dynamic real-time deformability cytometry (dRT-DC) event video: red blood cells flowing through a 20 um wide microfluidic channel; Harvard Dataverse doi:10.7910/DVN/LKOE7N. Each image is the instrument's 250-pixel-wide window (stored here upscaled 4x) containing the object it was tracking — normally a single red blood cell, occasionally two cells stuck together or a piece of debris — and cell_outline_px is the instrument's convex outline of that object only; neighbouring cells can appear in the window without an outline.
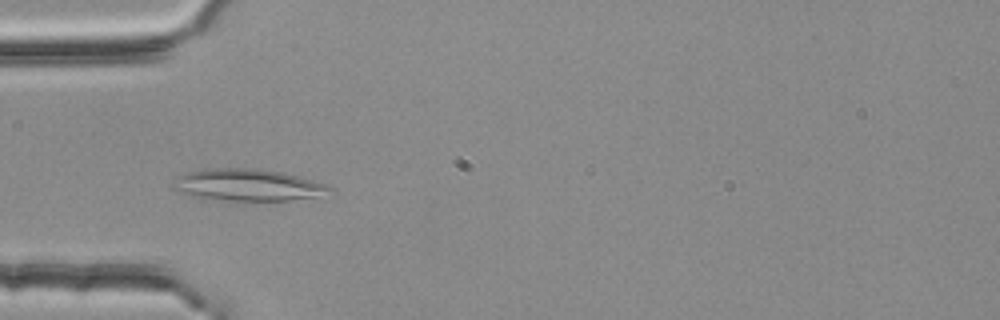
{"species": "common noctule bat (a hibernating species)", "species_latin": "Nyctalus noctula", "temperature_condition": "room temperature", "stored_images_in_passage": 41, "camera_frame_rate_fps": 3000, "um_per_image_px": 0.085, "animal": {"sex": "female", "body_mass_g": 25.1}, "frame": {"image": 1, "passage_image": 10, "time_ms": 3.0, "image_size_px": [1000, 320], "cell_outline_px": [[332, 188], [312, 196], [288, 200], [228, 200], [192, 196], [176, 192], [168, 184], [176, 176], [184, 172], [208, 168], [256, 168], [280, 172], [328, 184]], "centroid_in_image_um": [20.86, 15.7], "position_along_channel_um": 64.1, "area_um2": 28.78}}
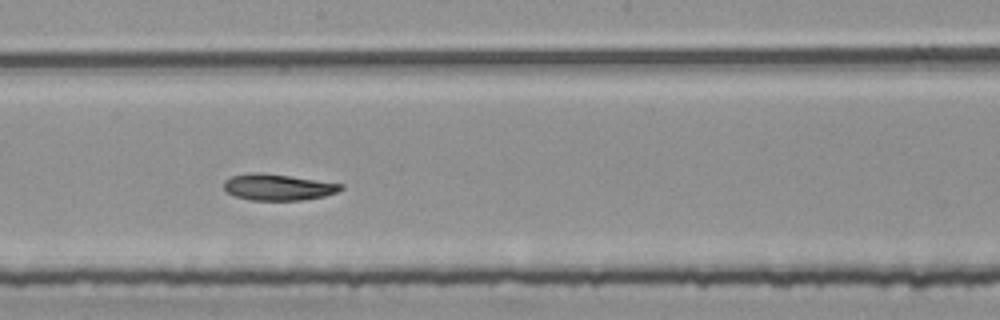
{"frame": {"image": 2, "passage_image": 23, "time_ms": 7.333, "image_size_px": [1000, 320], "cell_outline_px": [[344, 188], [336, 192], [324, 196], [300, 200], [248, 200], [236, 196], [228, 192], [224, 188], [224, 180], [232, 176], [248, 172], [260, 172], [344, 184]], "centroid_in_image_um": [23.61, 15.9], "position_along_channel_um": 224.6, "area_um2": 17.8}}
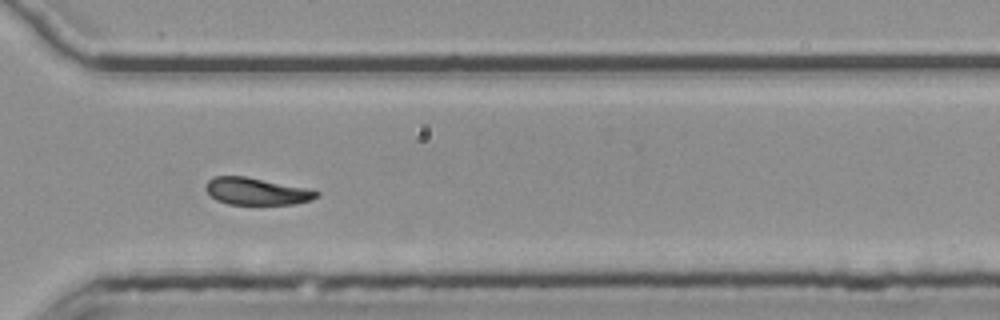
{"frame": {"image": 3, "passage_image": 33, "time_ms": 10.667, "image_size_px": [1000, 320], "cell_outline_px": [[320, 196], [312, 200], [296, 204], [228, 204], [216, 200], [204, 188], [208, 180], [212, 176], [244, 176], [316, 188], [320, 192]], "centroid_in_image_um": [21.91, 16.25], "position_along_channel_um": 348.7, "area_um2": 18.03}, "authors_computed_cell_mechanics": {"area_um2": 18.1492, "velocity_mm_per_s": 3.7319, "shape_relaxation_time_tau1_ms": 5.4343, "shape_relaxation_time_tau2_ms": 7.8218, "deformation_change_tau1": 0.1499, "deformation_change_tau2": 0.1337}}